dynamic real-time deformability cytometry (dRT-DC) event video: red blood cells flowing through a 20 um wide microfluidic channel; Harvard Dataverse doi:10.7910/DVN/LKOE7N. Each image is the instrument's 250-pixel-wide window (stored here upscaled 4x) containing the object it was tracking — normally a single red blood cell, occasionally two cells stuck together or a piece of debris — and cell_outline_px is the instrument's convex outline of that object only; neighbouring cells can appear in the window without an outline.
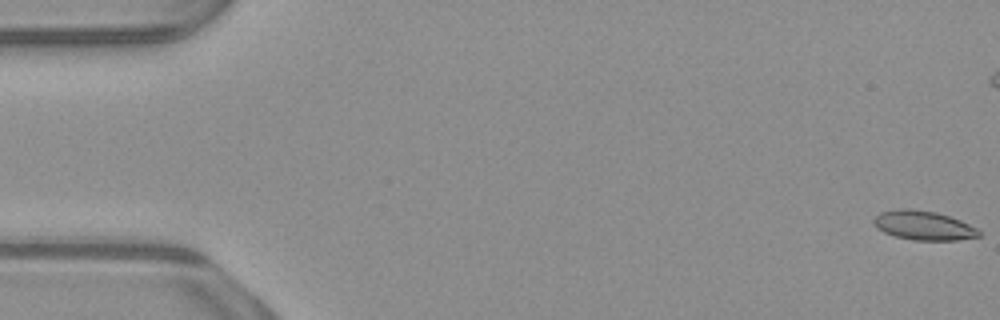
{"species": "common noctule bat (a hibernating species)", "species_latin": "Nyctalus noctula", "temperature_condition": "warm", "stored_images_in_passage": 54, "camera_frame_rate_fps": 3000, "um_per_image_px": 0.085, "animal": {"sex": "male", "body_mass_g": 23.1, "forearm_length_mm": 52.7}, "frame": {"image": 1, "passage_image": 1, "time_ms": 0.0, "image_size_px": [1000, 320], "cell_outline_px": [[980, 236], [956, 240], [912, 240], [896, 236], [884, 232], [876, 228], [872, 224], [872, 220], [880, 212], [900, 208], [908, 208], [936, 212], [960, 220], [976, 228], [980, 232]], "centroid_in_image_um": [78.45, 19.16], "position_along_channel_um": 6.5, "area_um2": 17.86}}
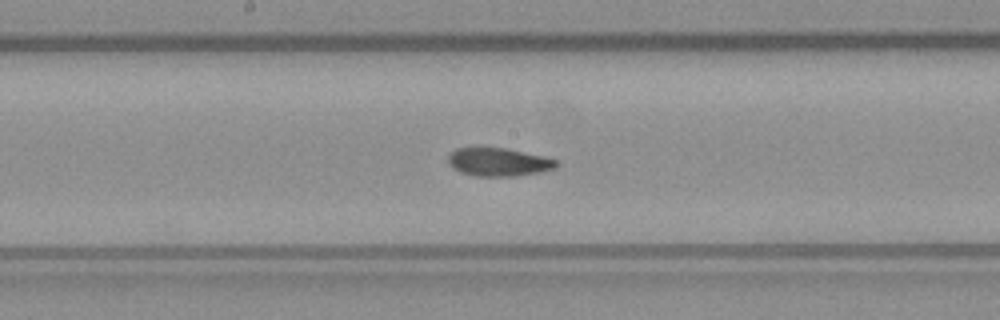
{"frame": {"image": 2, "passage_image": 28, "time_ms": 9.0, "image_size_px": [1000, 320], "cell_outline_px": [[560, 164], [552, 168], [540, 172], [516, 176], [472, 176], [460, 172], [452, 168], [448, 164], [448, 156], [456, 148], [480, 144], [504, 148], [544, 156], [560, 160]], "centroid_in_image_um": [42.32, 13.73], "position_along_channel_um": 205.9, "area_um2": 18.55}}
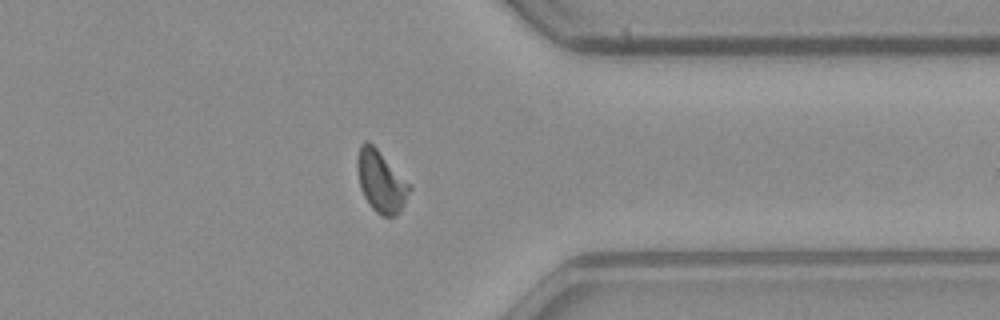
{"frame": {"image": 3, "passage_image": 42, "time_ms": 13.667, "image_size_px": [1000, 320], "cell_outline_px": [[412, 188], [400, 212], [396, 216], [380, 216], [372, 208], [364, 196], [360, 188], [356, 168], [356, 160], [360, 144], [364, 140], [368, 140], [412, 184]], "centroid_in_image_um": [32.39, 15.41], "position_along_channel_um": 379.0, "area_um2": 19.07}, "authors_computed_cell_mechanics": {"area_um2": 17.918, "velocity_mm_per_s": 3.9015, "shape_relaxation_time_tau1_ms": null, "shape_relaxation_time_tau2_ms": 1.5705, "deformation_change_tau1": null, "deformation_change_tau2": 0.0614}}